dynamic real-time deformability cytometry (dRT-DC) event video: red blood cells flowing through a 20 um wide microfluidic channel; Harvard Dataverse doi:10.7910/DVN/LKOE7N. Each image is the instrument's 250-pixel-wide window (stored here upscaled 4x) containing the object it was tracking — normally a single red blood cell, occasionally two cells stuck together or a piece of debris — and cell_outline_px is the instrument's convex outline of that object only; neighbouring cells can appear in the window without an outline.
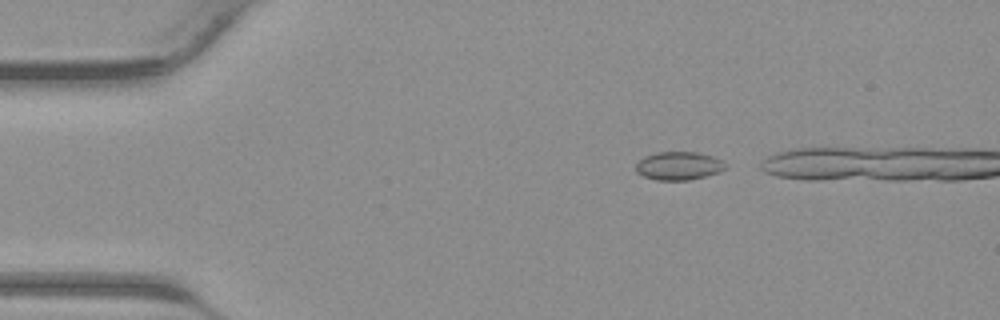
{"species": "common noctule bat (a hibernating species)", "species_latin": "Nyctalus noctula", "temperature_condition": "warm", "stored_images_in_passage": 24, "camera_frame_rate_fps": 3000, "um_per_image_px": 0.085, "animal": {"sex": "male", "body_mass_g": 23.1, "forearm_length_mm": 52.7}, "frame": {"image": 1, "passage_image": 3, "time_ms": 0.667, "image_size_px": [1000, 320], "cell_outline_px": [[724, 168], [720, 172], [688, 180], [656, 180], [644, 176], [636, 172], [636, 164], [644, 156], [656, 152], [696, 152], [712, 156], [720, 160], [724, 164]], "centroid_in_image_um": [57.65, 14.09], "position_along_channel_um": 27.4, "area_um2": 14.57}}
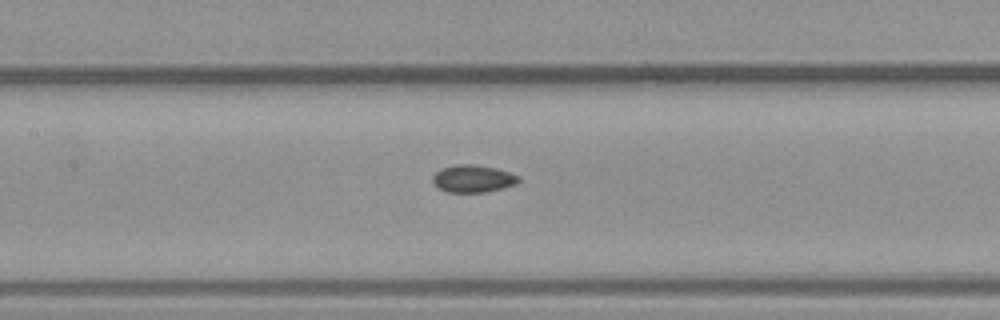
{"frame": {"image": 2, "passage_image": 15, "time_ms": 4.667, "image_size_px": [1000, 320], "cell_outline_px": [[520, 180], [516, 184], [484, 192], [448, 192], [440, 188], [432, 180], [432, 176], [436, 172], [444, 168], [456, 164], [472, 164], [496, 168], [520, 176]], "centroid_in_image_um": [40.22, 15.18], "position_along_channel_um": 167.2, "area_um2": 13.47}}
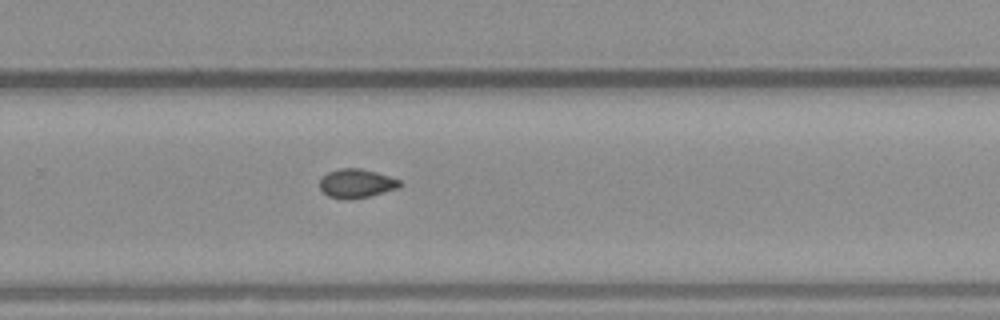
{"frame": {"image": 3, "passage_image": 23, "time_ms": 7.333, "image_size_px": [1000, 320], "cell_outline_px": [[404, 184], [400, 188], [352, 200], [344, 200], [328, 196], [320, 188], [320, 176], [328, 172], [340, 168], [360, 168], [376, 172], [400, 180]], "centroid_in_image_um": [30.3, 15.6], "position_along_channel_um": 299.5, "area_um2": 13.7}}